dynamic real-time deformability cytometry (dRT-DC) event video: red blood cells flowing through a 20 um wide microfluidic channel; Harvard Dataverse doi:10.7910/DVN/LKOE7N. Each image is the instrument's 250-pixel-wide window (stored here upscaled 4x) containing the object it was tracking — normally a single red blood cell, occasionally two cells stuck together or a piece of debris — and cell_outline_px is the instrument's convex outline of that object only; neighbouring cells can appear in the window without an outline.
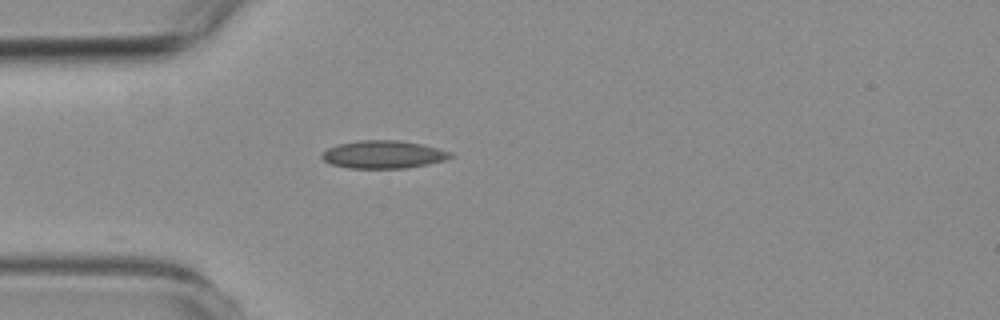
{"species": "common noctule bat (a hibernating species)", "species_latin": "Nyctalus noctula", "temperature_condition": "room temperature", "stored_images_in_passage": 5, "camera_frame_rate_fps": 3000, "um_per_image_px": 0.085, "animal": {"sex": "female", "body_mass_g": 19.3, "forearm_length_mm": 54.1}, "frame": {"image": 1, "passage_image": 1, "time_ms": 0.0, "image_size_px": [1000, 320], "cell_outline_px": [[452, 156], [444, 160], [428, 164], [404, 168], [348, 168], [332, 164], [324, 160], [320, 156], [328, 148], [340, 144], [360, 140], [400, 140], [420, 144], [452, 152]], "centroid_in_image_um": [32.58, 13.13], "position_along_channel_um": 52.4, "area_um2": 20.58}}
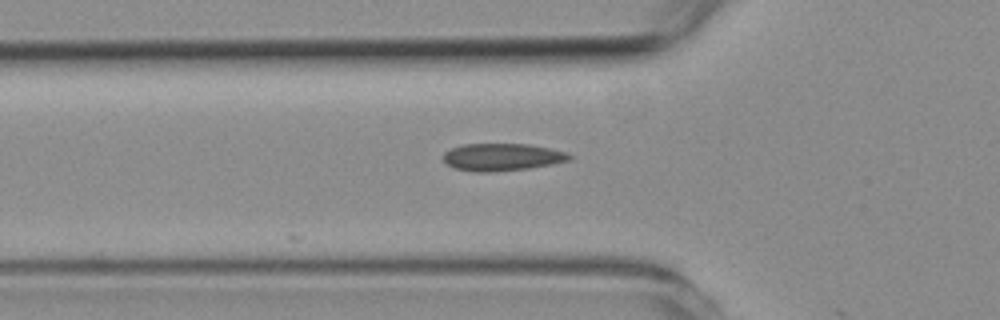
{"frame": {"image": 2, "passage_image": 4, "time_ms": 1.0, "image_size_px": [1000, 320], "cell_outline_px": [[572, 160], [552, 164], [528, 168], [492, 172], [472, 172], [456, 168], [448, 164], [444, 160], [444, 152], [452, 148], [464, 144], [528, 144], [548, 148], [564, 152], [572, 156]], "centroid_in_image_um": [42.68, 13.35], "position_along_channel_um": 83.1, "area_um2": 19.94}}